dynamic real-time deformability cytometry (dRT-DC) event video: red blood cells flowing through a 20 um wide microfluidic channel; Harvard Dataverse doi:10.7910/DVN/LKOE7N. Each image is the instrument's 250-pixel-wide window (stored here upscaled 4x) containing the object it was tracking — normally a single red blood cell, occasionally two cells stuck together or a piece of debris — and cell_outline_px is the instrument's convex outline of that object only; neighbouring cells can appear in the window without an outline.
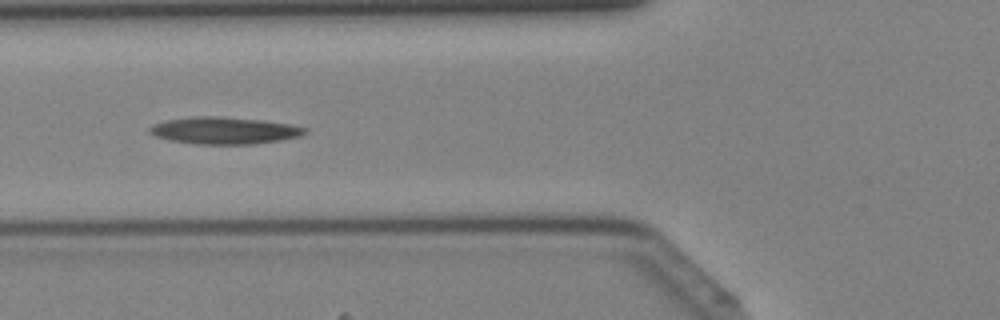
{"species": "Egyptian fruit bat (a non-hibernating species)", "species_latin": "Rousettus aegyptiacus", "temperature_condition": "cold", "stored_images_in_passage": 41, "camera_frame_rate_fps": 3000, "um_per_image_px": 0.085, "animal": {"sex": "female"}, "frame": {"image": 1, "passage_image": 15, "time_ms": 4.667, "image_size_px": [1000, 320], "cell_outline_px": [[308, 132], [300, 136], [284, 140], [252, 144], [196, 144], [172, 140], [156, 136], [148, 132], [148, 128], [152, 124], [168, 120], [192, 116], [220, 116], [264, 120], [292, 124], [308, 128]], "centroid_in_image_um": [19.12, 11.09], "position_along_channel_um": 106.7, "area_um2": 24.68}}
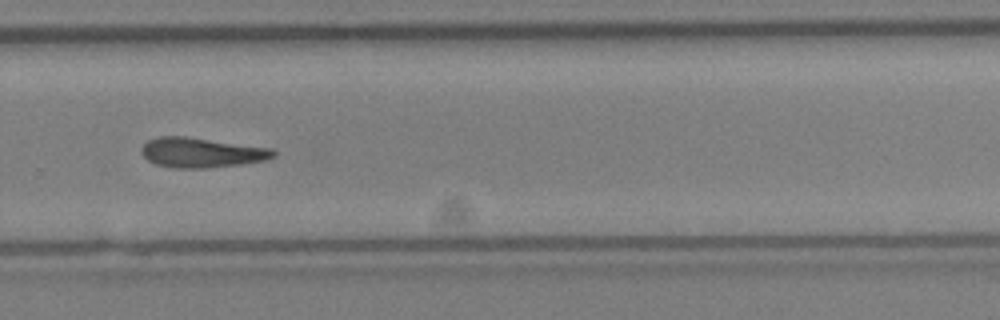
{"frame": {"image": 2, "passage_image": 28, "time_ms": 9.0, "image_size_px": [1000, 320], "cell_outline_px": [[276, 156], [268, 160], [240, 164], [208, 168], [176, 168], [156, 164], [148, 160], [140, 152], [140, 148], [148, 140], [160, 136], [184, 136], [272, 148], [276, 152]], "centroid_in_image_um": [17.14, 12.97], "position_along_channel_um": 312.7, "area_um2": 23.0}}
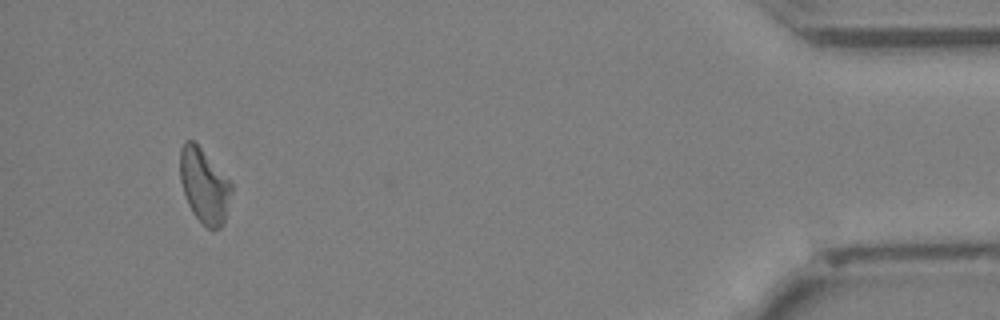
{"frame": {"image": 3, "passage_image": 39, "time_ms": 12.667, "image_size_px": [1000, 320], "cell_outline_px": [[232, 188], [224, 224], [220, 228], [208, 228], [192, 212], [188, 204], [180, 180], [180, 148], [184, 140], [192, 140], [232, 180]], "centroid_in_image_um": [17.37, 15.76], "position_along_channel_um": 417.8, "area_um2": 22.25}}